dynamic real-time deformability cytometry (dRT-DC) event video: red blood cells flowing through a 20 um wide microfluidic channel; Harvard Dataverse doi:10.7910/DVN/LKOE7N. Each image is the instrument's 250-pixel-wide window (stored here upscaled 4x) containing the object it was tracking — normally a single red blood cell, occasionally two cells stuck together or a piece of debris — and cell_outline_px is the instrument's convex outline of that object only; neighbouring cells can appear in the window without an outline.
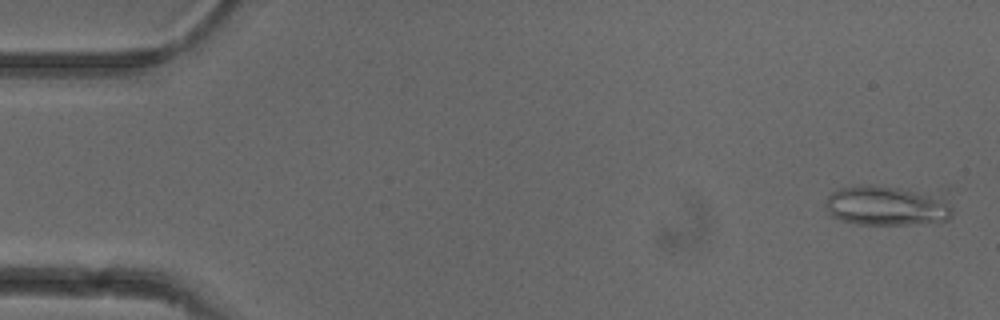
{"species": "common noctule bat (a hibernating species)", "species_latin": "Nyctalus noctula", "temperature_condition": "cold", "stored_images_in_passage": 52, "camera_frame_rate_fps": 3000, "um_per_image_px": 0.085, "animal": {"sex": "female"}, "frame": {"image": 1, "passage_image": 2, "time_ms": 0.333, "image_size_px": [1000, 320], "cell_outline_px": [[952, 216], [948, 220], [908, 224], [856, 224], [840, 220], [832, 216], [824, 208], [824, 204], [828, 196], [832, 192], [840, 188], [856, 184], [952, 184]], "centroid_in_image_um": [75.75, 17.31], "position_along_channel_um": 9.3, "area_um2": 33.64}}
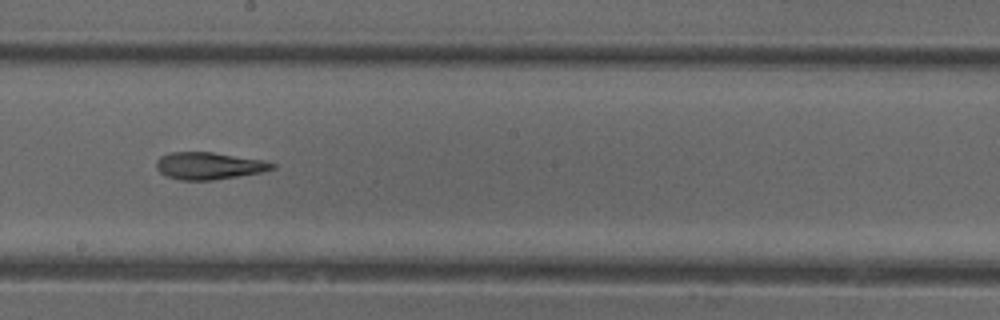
{"frame": {"image": 2, "passage_image": 29, "time_ms": 9.333, "image_size_px": [1000, 320], "cell_outline_px": [[276, 168], [260, 172], [212, 180], [180, 180], [168, 176], [160, 172], [156, 168], [156, 160], [160, 156], [168, 152], [212, 152], [264, 160], [276, 164]], "centroid_in_image_um": [17.74, 14.08], "position_along_channel_um": 230.5, "area_um2": 18.26}}
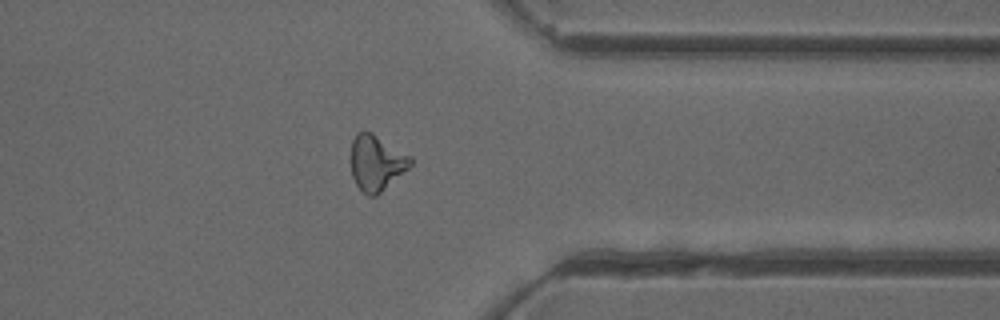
{"frame": {"image": 3, "passage_image": 41, "time_ms": 13.333, "image_size_px": [1000, 320], "cell_outline_px": [[412, 164], [408, 168], [376, 196], [368, 196], [356, 184], [352, 176], [352, 140], [356, 132], [364, 128], [372, 132], [412, 156]], "centroid_in_image_um": [31.99, 13.79], "position_along_channel_um": 379.4, "area_um2": 19.31}, "authors_computed_cell_mechanics": {"area_um2": 19.5075, "velocity_mm_per_s": 3.9297, "shape_relaxation_time_tau1_ms": null, "shape_relaxation_time_tau2_ms": 4.0378, "deformation_change_tau1": null, "deformation_change_tau2": 0.1321}}